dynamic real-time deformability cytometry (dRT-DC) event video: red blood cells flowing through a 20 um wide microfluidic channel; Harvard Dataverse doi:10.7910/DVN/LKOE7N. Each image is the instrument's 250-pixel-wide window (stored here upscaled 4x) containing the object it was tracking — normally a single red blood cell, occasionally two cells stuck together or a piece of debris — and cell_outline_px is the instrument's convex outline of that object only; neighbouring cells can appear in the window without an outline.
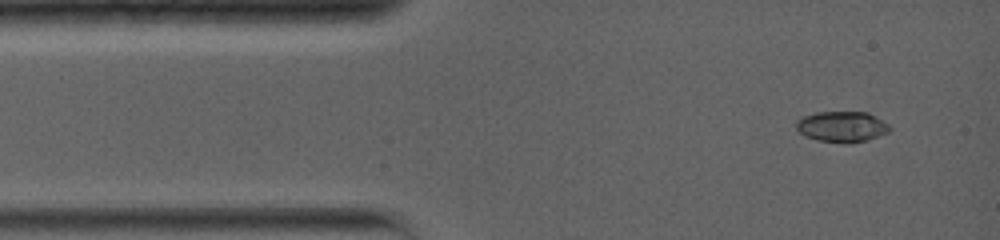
{"species": "common noctule bat (a hibernating species)", "species_latin": "Nyctalus noctula", "temperature_condition": "warm", "stored_images_in_passage": 3, "camera_frame_rate_fps": 5000, "um_per_image_px": 0.085, "animal": {"sex": "female", "body_mass_g": 19.0, "forearm_length_mm": 56.7}, "frame": {"image": 1, "passage_image": 1, "time_ms": 0.0, "image_size_px": [1000, 240], "cell_outline_px": [[892, 128], [888, 132], [868, 140], [848, 144], [844, 144], [816, 140], [804, 136], [796, 128], [796, 120], [804, 116], [816, 112], [868, 112], [888, 124]], "centroid_in_image_um": [71.55, 10.78], "position_along_channel_um": 13.4, "area_um2": 16.94}}
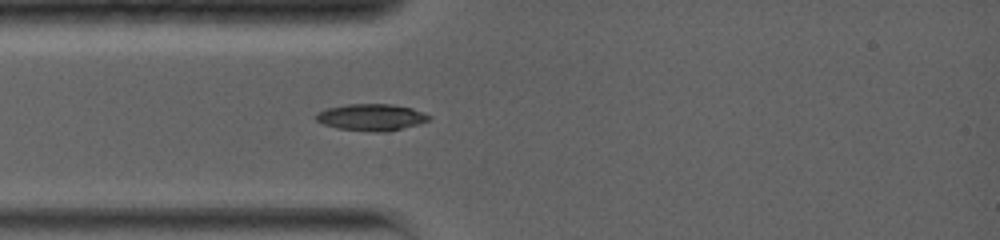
{"frame": {"image": 2, "passage_image": 3, "time_ms": 2.4, "image_size_px": [1000, 240], "cell_outline_px": [[432, 116], [428, 120], [420, 124], [384, 132], [376, 132], [336, 128], [324, 124], [316, 120], [316, 112], [328, 108], [348, 104], [392, 104], [412, 108], [424, 112]], "centroid_in_image_um": [31.58, 9.96], "position_along_channel_um": 53.4, "area_um2": 17.57}}